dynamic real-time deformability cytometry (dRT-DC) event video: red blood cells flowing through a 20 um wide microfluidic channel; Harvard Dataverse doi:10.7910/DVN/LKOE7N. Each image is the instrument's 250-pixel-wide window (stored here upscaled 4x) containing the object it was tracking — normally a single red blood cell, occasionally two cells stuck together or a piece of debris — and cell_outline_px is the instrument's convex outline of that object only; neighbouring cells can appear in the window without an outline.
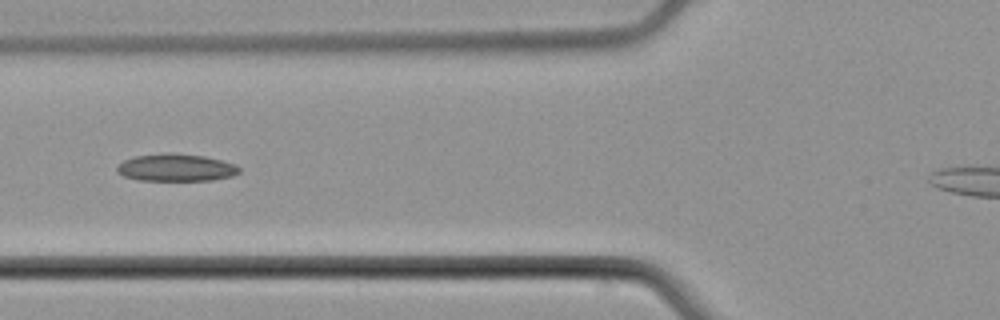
{"species": "common noctule bat (a hibernating species)", "species_latin": "Nyctalus noctula", "temperature_condition": "cold", "stored_images_in_passage": 41, "camera_frame_rate_fps": 3000, "um_per_image_px": 0.085, "animal": {"sex": "male", "body_mass_g": 21.5, "forearm_length_mm": 52.0}, "frame": {"image": 1, "passage_image": 13, "time_ms": 4.0, "image_size_px": [1000, 320], "cell_outline_px": [[240, 172], [232, 176], [212, 180], [140, 180], [124, 176], [116, 172], [116, 168], [124, 160], [132, 156], [168, 152], [176, 152], [204, 156], [236, 164], [240, 168]], "centroid_in_image_um": [14.96, 14.23], "position_along_channel_um": 110.8, "area_um2": 19.65}}
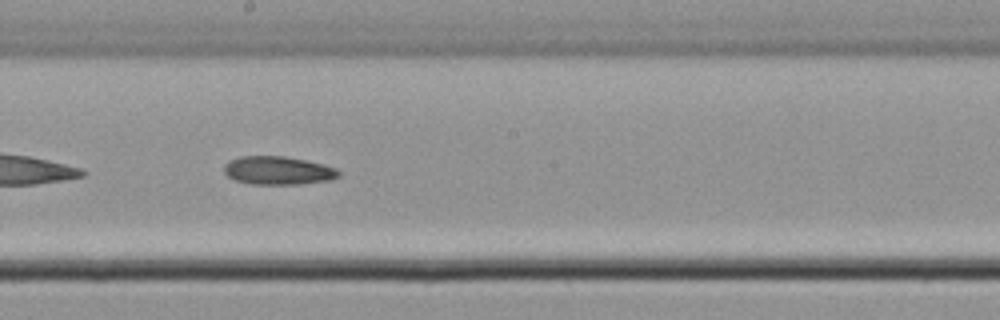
{"frame": {"image": 2, "passage_image": 22, "time_ms": 7.0, "image_size_px": [1000, 320], "cell_outline_px": [[340, 176], [328, 180], [300, 184], [252, 184], [236, 180], [228, 176], [224, 172], [224, 164], [228, 160], [240, 156], [284, 156], [304, 160], [336, 168], [340, 172]], "centroid_in_image_um": [23.59, 14.49], "position_along_channel_um": 224.6, "area_um2": 18.79}}
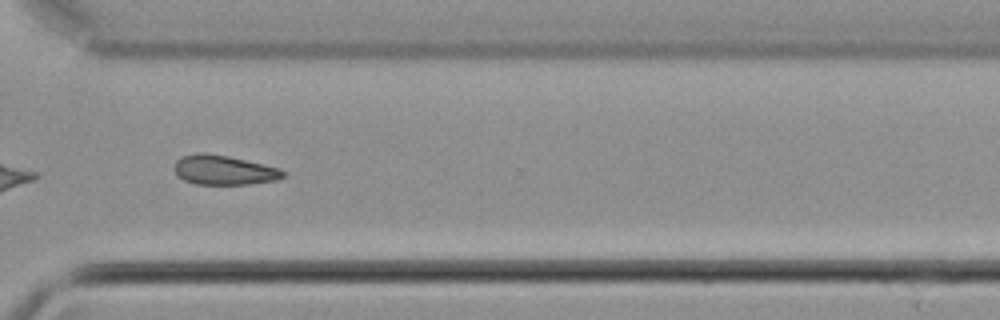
{"frame": {"image": 3, "passage_image": 32, "time_ms": 10.333, "image_size_px": [1000, 320], "cell_outline_px": [[284, 176], [276, 180], [248, 184], [196, 184], [184, 180], [176, 176], [176, 160], [180, 156], [200, 152], [204, 152], [228, 156], [280, 168], [284, 172]], "centroid_in_image_um": [19.01, 14.45], "position_along_channel_um": 351.6, "area_um2": 18.61}}